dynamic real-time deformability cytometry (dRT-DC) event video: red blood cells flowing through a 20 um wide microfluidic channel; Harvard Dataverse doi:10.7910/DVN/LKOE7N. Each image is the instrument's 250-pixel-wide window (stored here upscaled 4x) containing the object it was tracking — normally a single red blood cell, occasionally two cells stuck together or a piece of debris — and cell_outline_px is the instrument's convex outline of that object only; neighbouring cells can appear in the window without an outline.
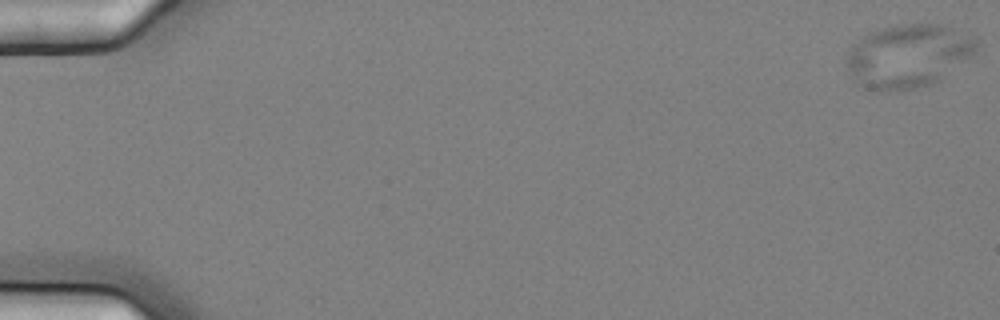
{"species": "common noctule bat (a hibernating species)", "species_latin": "Nyctalus noctula", "temperature_condition": "cold", "stored_images_in_passage": 6, "segment_of_instrument_passage": [1, 2], "camera_frame_rate_fps": 3000, "um_per_image_px": 0.085, "animal": {"sex": "female", "body_mass_g": 25.1}, "frame": {"image": 1, "passage_image": 1, "time_ms": 0.0, "image_size_px": [1000, 320], "cell_outline_px": [[976, 52], [972, 56], [940, 80], [932, 84], [912, 88], [864, 88], [856, 84], [844, 60], [848, 52], [868, 32], [884, 28], [904, 24], [944, 24], [972, 36], [976, 40]], "centroid_in_image_um": [77.22, 4.72], "position_along_channel_um": 7.8, "area_um2": 47.16}}
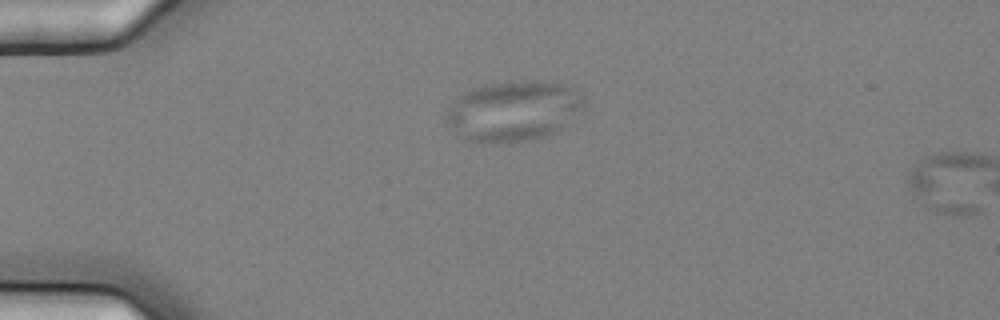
{"frame": {"image": 2, "passage_image": 5, "time_ms": 1.333, "image_size_px": [1000, 320], "cell_outline_px": [[588, 108], [560, 128], [544, 136], [512, 144], [480, 144], [464, 140], [448, 124], [448, 108], [460, 96], [484, 84], [524, 80], [532, 80], [564, 84], [572, 88], [580, 96]], "centroid_in_image_um": [43.67, 9.47], "position_along_channel_um": 41.3, "area_um2": 48.55}}